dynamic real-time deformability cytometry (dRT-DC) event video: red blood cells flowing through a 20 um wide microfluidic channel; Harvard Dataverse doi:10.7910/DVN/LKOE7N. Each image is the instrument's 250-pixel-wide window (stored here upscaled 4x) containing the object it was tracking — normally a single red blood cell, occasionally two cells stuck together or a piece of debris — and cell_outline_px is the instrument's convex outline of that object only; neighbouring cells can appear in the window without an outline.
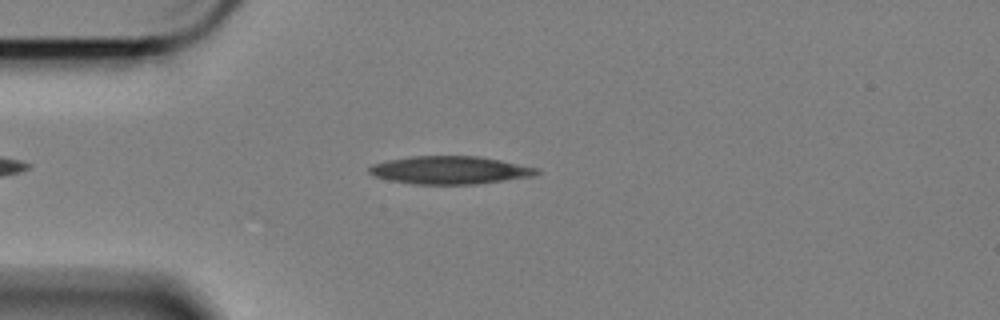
{"species": "Egyptian fruit bat (a non-hibernating species)", "species_latin": "Rousettus aegyptiacus", "temperature_condition": "cold", "stored_images_in_passage": 46, "camera_frame_rate_fps": 3000, "um_per_image_px": 0.085, "animal": {"sex": "female"}, "frame": {"image": 1, "passage_image": 6, "time_ms": 1.667, "image_size_px": [1000, 320], "cell_outline_px": [[540, 172], [532, 176], [476, 184], [416, 184], [388, 180], [376, 176], [368, 172], [368, 168], [372, 164], [388, 160], [412, 156], [476, 156], [500, 160], [540, 168]], "centroid_in_image_um": [38.24, 14.46], "position_along_channel_um": 46.8, "area_um2": 27.11}}
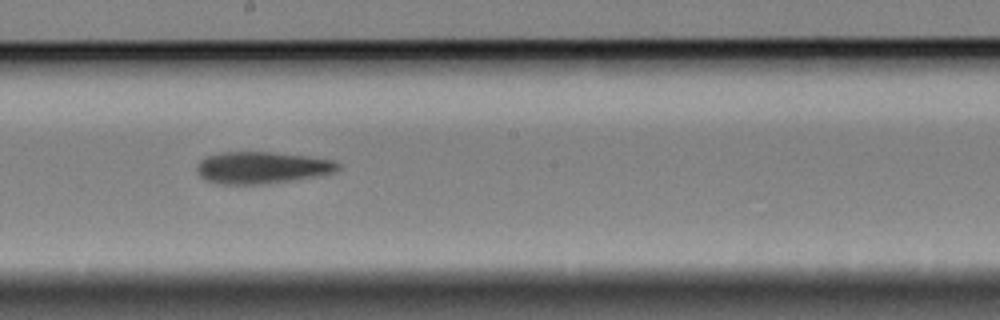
{"frame": {"image": 2, "passage_image": 23, "time_ms": 7.333, "image_size_px": [1000, 320], "cell_outline_px": [[340, 168], [332, 172], [316, 176], [292, 180], [264, 184], [216, 184], [204, 180], [196, 172], [196, 168], [200, 160], [208, 156], [224, 152], [268, 152], [308, 156], [332, 160], [340, 164]], "centroid_in_image_um": [22.21, 14.25], "position_along_channel_um": 226.0, "area_um2": 26.13}}
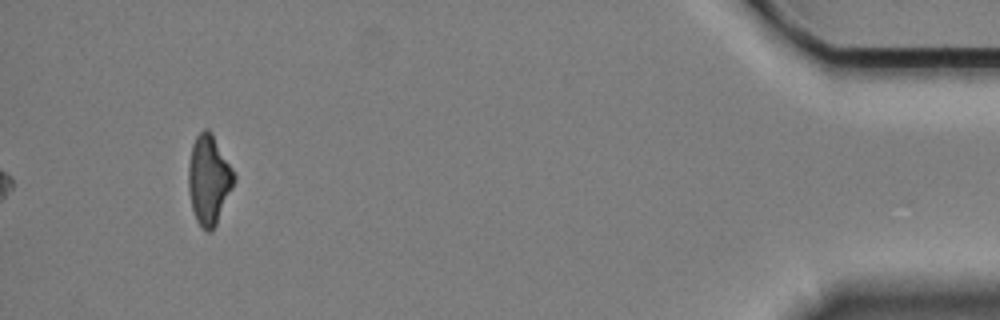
{"frame": {"image": 3, "passage_image": 46, "time_ms": 15.0, "image_size_px": [1000, 320], "cell_outline_px": [[236, 180], [216, 224], [212, 232], [208, 232], [196, 220], [192, 208], [188, 188], [188, 168], [192, 144], [196, 136], [204, 128], [208, 128], [212, 132], [232, 168], [236, 176]], "centroid_in_image_um": [17.75, 15.25], "position_along_channel_um": 417.4, "area_um2": 23.7}}